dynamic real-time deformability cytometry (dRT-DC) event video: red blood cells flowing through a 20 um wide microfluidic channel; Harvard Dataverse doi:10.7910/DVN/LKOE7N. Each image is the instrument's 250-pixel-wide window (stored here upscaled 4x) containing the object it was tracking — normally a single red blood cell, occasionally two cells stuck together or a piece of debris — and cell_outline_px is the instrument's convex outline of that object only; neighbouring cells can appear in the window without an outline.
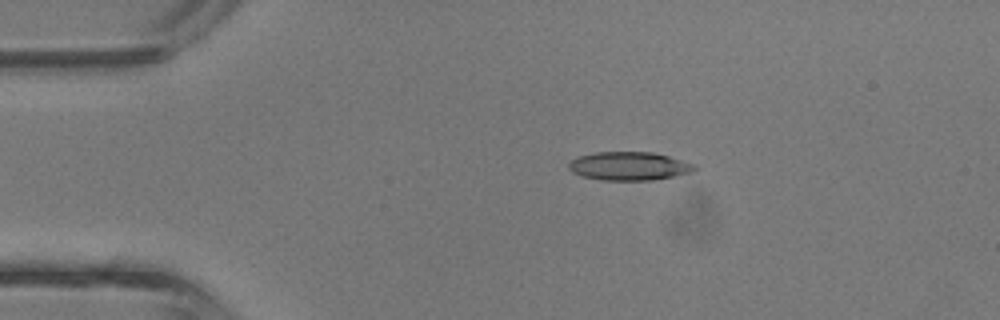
{"species": "common noctule bat (a hibernating species)", "species_latin": "Nyctalus noctula", "temperature_condition": "room temperature", "stored_images_in_passage": 4, "camera_frame_rate_fps": 3000, "um_per_image_px": 0.085, "animal": {"sex": "male", "body_mass_g": 13.3}, "frame": {"image": 1, "passage_image": 3, "time_ms": 0.667, "image_size_px": [1000, 320], "cell_outline_px": [[696, 168], [692, 172], [652, 180], [600, 180], [584, 176], [572, 172], [568, 168], [568, 164], [572, 160], [580, 156], [596, 152], [652, 152], [668, 156], [696, 164]], "centroid_in_image_um": [53.48, 14.11], "position_along_channel_um": 31.5, "area_um2": 20.69}}